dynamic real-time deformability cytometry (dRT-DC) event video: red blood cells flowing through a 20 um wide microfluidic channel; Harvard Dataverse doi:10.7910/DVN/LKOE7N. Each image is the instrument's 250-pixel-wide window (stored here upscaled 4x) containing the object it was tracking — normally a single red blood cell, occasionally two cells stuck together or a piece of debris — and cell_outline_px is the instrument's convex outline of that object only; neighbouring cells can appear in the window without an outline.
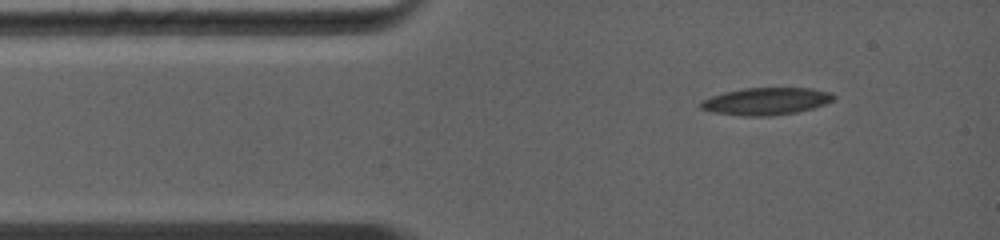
{"species": "common noctule bat (a hibernating species)", "species_latin": "Nyctalus noctula", "temperature_condition": "warm", "stored_images_in_passage": 3, "camera_frame_rate_fps": 5000, "um_per_image_px": 0.085, "animal": {"sex": "female", "body_mass_g": 19.0, "forearm_length_mm": 56.7}, "frame": {"image": 1, "passage_image": 1, "time_ms": 0.0, "image_size_px": [1000, 240], "cell_outline_px": [[836, 96], [832, 100], [824, 104], [812, 108], [796, 112], [772, 116], [740, 116], [712, 112], [700, 108], [700, 100], [724, 92], [744, 88], [812, 88], [832, 92]], "centroid_in_image_um": [65.1, 8.61], "position_along_channel_um": 19.9, "area_um2": 21.21}}
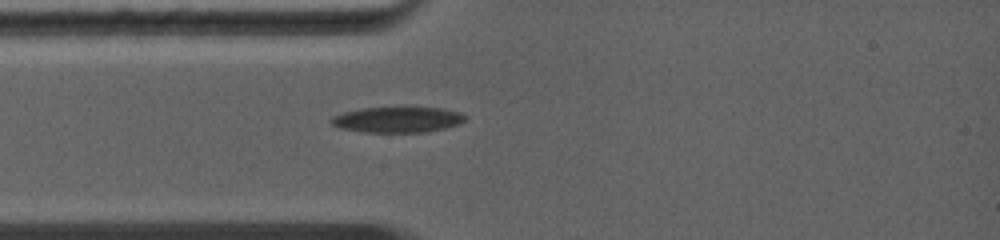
{"frame": {"image": 2, "passage_image": 3, "time_ms": 1.6, "image_size_px": [1000, 240], "cell_outline_px": [[464, 120], [460, 124], [444, 128], [424, 132], [364, 132], [340, 128], [332, 124], [328, 120], [332, 116], [344, 112], [360, 108], [440, 108], [460, 112], [464, 116]], "centroid_in_image_um": [33.74, 10.17], "position_along_channel_um": 51.3, "area_um2": 19.83}}